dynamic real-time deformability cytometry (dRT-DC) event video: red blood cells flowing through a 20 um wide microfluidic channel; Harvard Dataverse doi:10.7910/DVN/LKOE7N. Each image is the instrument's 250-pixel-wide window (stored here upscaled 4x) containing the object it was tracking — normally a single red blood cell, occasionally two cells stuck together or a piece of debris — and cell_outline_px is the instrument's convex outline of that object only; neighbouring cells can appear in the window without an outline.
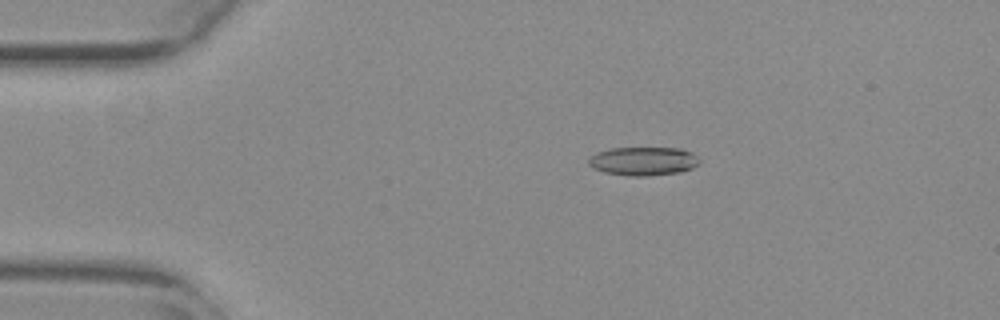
{"species": "common noctule bat (a hibernating species)", "species_latin": "Nyctalus noctula", "temperature_condition": "warm", "stored_images_in_passage": 54, "camera_frame_rate_fps": 3000, "um_per_image_px": 0.085, "animal": {"sex": "female", "body_mass_g": 29.2, "forearm_length_mm": 56.3}, "frame": {"image": 1, "passage_image": 10, "time_ms": 3.0, "image_size_px": [1000, 320], "cell_outline_px": [[700, 164], [692, 168], [680, 172], [648, 176], [628, 176], [604, 172], [588, 164], [588, 160], [596, 152], [612, 148], [684, 148], [692, 152], [700, 160]], "centroid_in_image_um": [54.73, 13.69], "position_along_channel_um": 30.3, "area_um2": 18.55}}
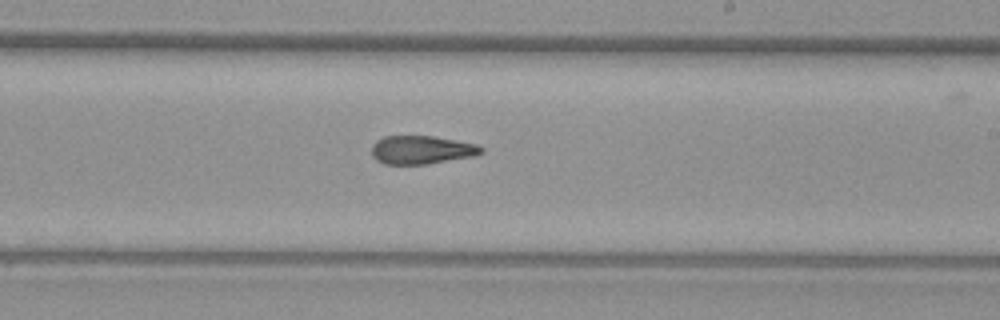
{"frame": {"image": 2, "passage_image": 32, "time_ms": 10.333, "image_size_px": [1000, 320], "cell_outline_px": [[484, 152], [476, 156], [428, 164], [384, 164], [376, 160], [372, 156], [372, 144], [376, 140], [384, 136], [432, 136], [456, 140], [476, 144], [484, 148]], "centroid_in_image_um": [35.84, 12.74], "position_along_channel_um": 253.2, "area_um2": 18.32}}
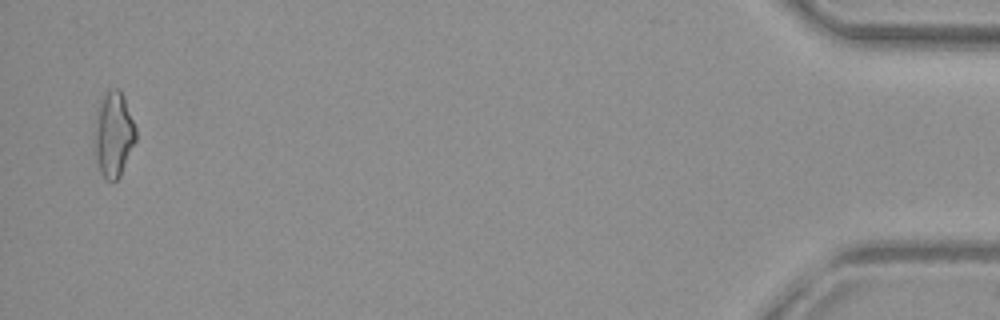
{"frame": {"image": 3, "passage_image": 53, "time_ms": 17.333, "image_size_px": [1000, 320], "cell_outline_px": [[136, 140], [120, 176], [116, 180], [108, 180], [100, 172], [92, 144], [96, 112], [108, 88], [120, 88], [124, 96], [136, 128]], "centroid_in_image_um": [9.63, 11.4], "position_along_channel_um": 425.6, "area_um2": 20.75}, "authors_computed_cell_mechanics": {"area_um2": 18.8428, "velocity_mm_per_s": 3.7856, "shape_relaxation_time_tau1_ms": null, "shape_relaxation_time_tau2_ms": 2.5069, "deformation_change_tau1": null, "deformation_change_tau2": 0.116}}